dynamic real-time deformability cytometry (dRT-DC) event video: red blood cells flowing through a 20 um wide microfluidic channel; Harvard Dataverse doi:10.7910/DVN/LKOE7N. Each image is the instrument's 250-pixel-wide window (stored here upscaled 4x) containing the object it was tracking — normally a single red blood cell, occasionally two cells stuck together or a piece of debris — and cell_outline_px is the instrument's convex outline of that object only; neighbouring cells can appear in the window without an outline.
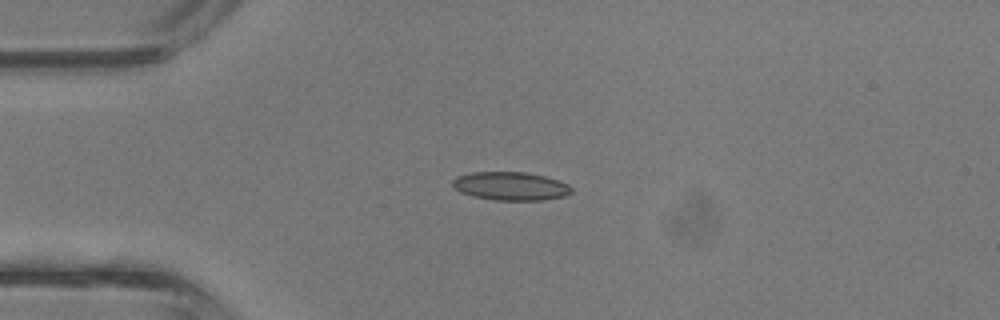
{"species": "common noctule bat (a hibernating species)", "species_latin": "Nyctalus noctula", "temperature_condition": "room temperature", "stored_images_in_passage": 2, "camera_frame_rate_fps": 3000, "um_per_image_px": 0.085, "animal": {"sex": "male", "body_mass_g": 13.3}, "frame": {"image": 1, "passage_image": 2, "time_ms": 0.333, "image_size_px": [1000, 320], "cell_outline_px": [[572, 192], [564, 196], [544, 200], [496, 200], [472, 196], [460, 192], [452, 184], [452, 180], [456, 176], [472, 172], [528, 172], [544, 176], [568, 184], [572, 188]], "centroid_in_image_um": [43.39, 15.81], "position_along_channel_um": 41.6, "area_um2": 19.65}}